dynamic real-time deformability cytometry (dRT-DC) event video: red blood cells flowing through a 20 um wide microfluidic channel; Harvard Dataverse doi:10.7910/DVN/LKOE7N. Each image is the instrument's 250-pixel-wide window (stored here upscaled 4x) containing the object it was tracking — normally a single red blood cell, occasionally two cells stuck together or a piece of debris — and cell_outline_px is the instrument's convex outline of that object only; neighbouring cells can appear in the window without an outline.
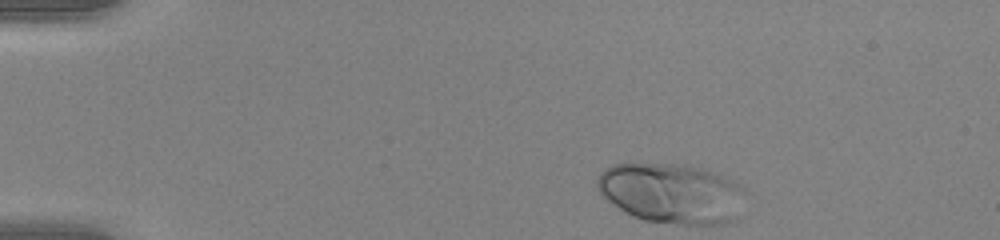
{"species": "human", "species_latin": "Homo sapiens", "temperature_condition": "warm", "stored_images_in_passage": 44, "camera_frame_rate_fps": 3000, "um_per_image_px": 0.085, "donor": {"sex": "female"}, "frame": {"image": 1, "passage_image": 1, "time_ms": 0.0, "image_size_px": [1000, 240], "cell_outline_px": [[748, 192], [736, 220], [724, 224], [684, 224], [644, 220], [632, 216], [608, 200], [600, 192], [596, 184], [596, 180], [600, 172], [612, 164], [684, 164], [728, 176], [744, 188]], "centroid_in_image_um": [57.16, 16.43], "position_along_channel_um": 27.8, "area_um2": 52.19}}
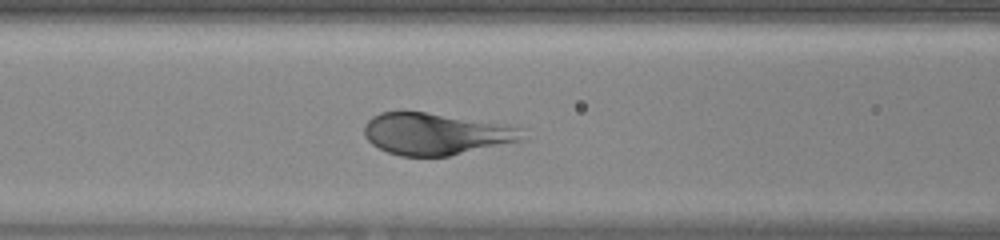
{"frame": {"image": 2, "passage_image": 15, "time_ms": 4.667, "image_size_px": [1000, 240], "cell_outline_px": [[524, 140], [448, 156], [400, 156], [388, 152], [372, 144], [364, 136], [364, 124], [372, 116], [380, 112], [424, 112], [508, 124], [520, 128]], "centroid_in_image_um": [37.03, 11.38], "position_along_channel_um": 129.6, "area_um2": 38.38}}
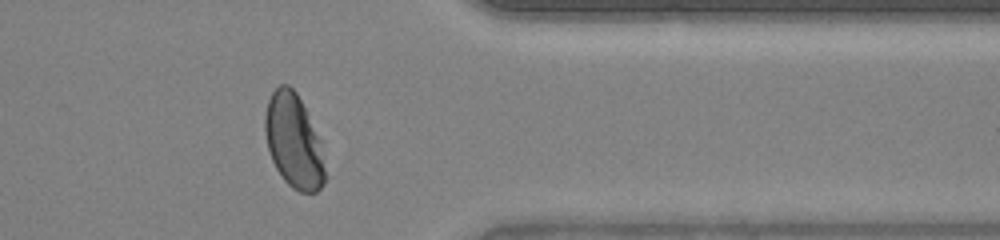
{"frame": {"image": 3, "passage_image": 35, "time_ms": 11.333, "image_size_px": [1000, 240], "cell_outline_px": [[328, 176], [324, 184], [316, 192], [300, 192], [292, 188], [284, 180], [276, 168], [272, 160], [268, 148], [264, 132], [264, 116], [268, 100], [272, 92], [280, 84], [288, 84], [296, 92], [320, 140]], "centroid_in_image_um": [24.97, 12.03], "position_along_channel_um": 386.4, "area_um2": 33.0}}